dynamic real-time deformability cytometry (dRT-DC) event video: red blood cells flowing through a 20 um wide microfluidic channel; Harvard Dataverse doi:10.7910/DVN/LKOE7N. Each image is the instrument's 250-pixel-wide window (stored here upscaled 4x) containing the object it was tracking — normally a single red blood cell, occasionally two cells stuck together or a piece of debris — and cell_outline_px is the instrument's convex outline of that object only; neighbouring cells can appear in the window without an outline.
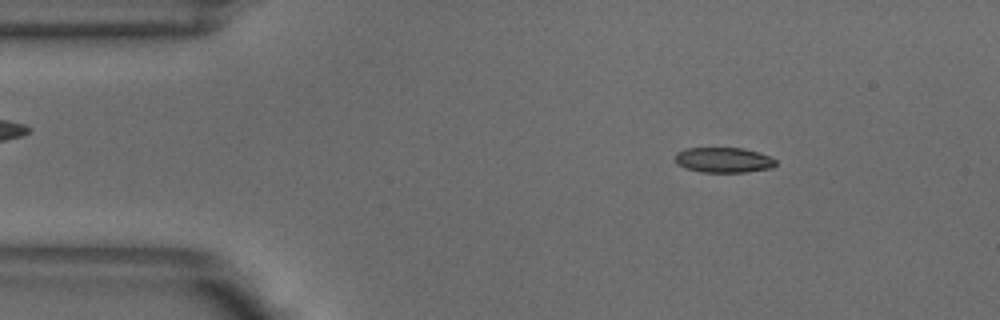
{"species": "common noctule bat (a hibernating species)", "species_latin": "Nyctalus noctula", "temperature_condition": "warm", "stored_images_in_passage": 51, "camera_frame_rate_fps": 3000, "um_per_image_px": 0.085, "animal": {"sex": "male", "body_mass_g": 18.8}, "frame": {"image": 1, "passage_image": 7, "time_ms": 2.0, "image_size_px": [1000, 320], "cell_outline_px": [[776, 164], [772, 168], [748, 172], [700, 172], [684, 168], [676, 164], [676, 152], [684, 148], [744, 148], [772, 156], [776, 160]], "centroid_in_image_um": [61.51, 13.6], "position_along_channel_um": 23.5, "area_um2": 15.03}}
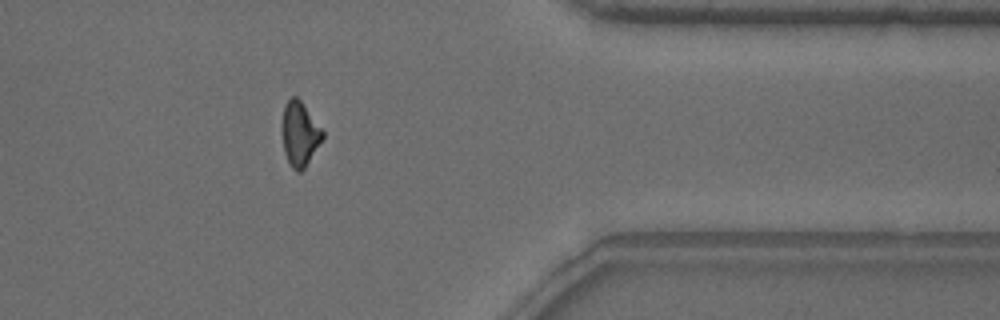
{"frame": {"image": 2, "passage_image": 41, "time_ms": 13.333, "image_size_px": [1000, 320], "cell_outline_px": [[324, 136], [304, 168], [300, 172], [296, 172], [288, 164], [284, 152], [284, 104], [292, 96], [296, 96], [300, 100], [324, 132]], "centroid_in_image_um": [25.49, 11.41], "position_along_channel_um": 385.9, "area_um2": 14.62}}
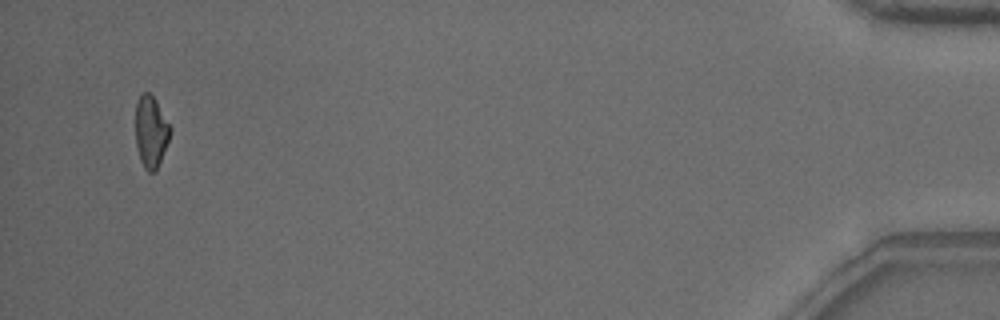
{"frame": {"image": 3, "passage_image": 49, "time_ms": 16.0, "image_size_px": [1000, 320], "cell_outline_px": [[172, 132], [160, 160], [156, 168], [152, 172], [148, 172], [144, 168], [140, 160], [136, 144], [136, 104], [140, 96], [144, 92], [148, 92], [156, 100], [172, 128]], "centroid_in_image_um": [12.84, 11.18], "position_along_channel_um": 422.4, "area_um2": 14.33}, "authors_computed_cell_mechanics": {"area_um2": 15.3748, "velocity_mm_per_s": 3.8912, "shape_relaxation_time_tau1_ms": 5.4663, "shape_relaxation_time_tau2_ms": 3.7295, "deformation_change_tau1": 0.1379, "deformation_change_tau2": 0.1131}}